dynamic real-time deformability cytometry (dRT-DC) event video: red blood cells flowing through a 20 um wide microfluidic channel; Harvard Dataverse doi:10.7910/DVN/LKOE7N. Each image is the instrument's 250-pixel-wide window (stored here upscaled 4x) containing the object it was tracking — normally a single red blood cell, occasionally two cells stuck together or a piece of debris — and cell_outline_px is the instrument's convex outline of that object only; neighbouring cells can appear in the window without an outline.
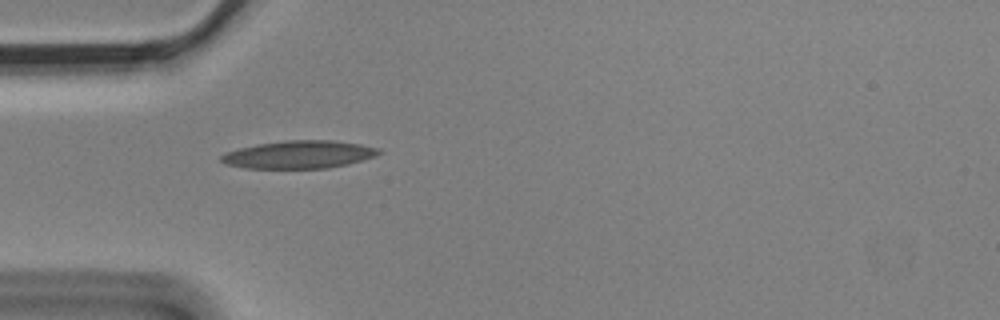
{"species": "Egyptian fruit bat (a non-hibernating species)", "species_latin": "Rousettus aegyptiacus", "temperature_condition": "cold", "stored_images_in_passage": 1, "camera_frame_rate_fps": 3000, "um_per_image_px": 0.085, "animal": {"sex": "male"}, "frame": {"image": 1, "passage_image": 1, "time_ms": 0.0, "image_size_px": [1000, 320], "cell_outline_px": [[384, 152], [376, 156], [348, 164], [328, 168], [244, 168], [224, 164], [220, 160], [220, 156], [228, 152], [240, 148], [256, 144], [288, 140], [332, 140], [360, 144], [380, 148]], "centroid_in_image_um": [25.45, 13.13], "position_along_channel_um": 59.6, "area_um2": 25.61}}